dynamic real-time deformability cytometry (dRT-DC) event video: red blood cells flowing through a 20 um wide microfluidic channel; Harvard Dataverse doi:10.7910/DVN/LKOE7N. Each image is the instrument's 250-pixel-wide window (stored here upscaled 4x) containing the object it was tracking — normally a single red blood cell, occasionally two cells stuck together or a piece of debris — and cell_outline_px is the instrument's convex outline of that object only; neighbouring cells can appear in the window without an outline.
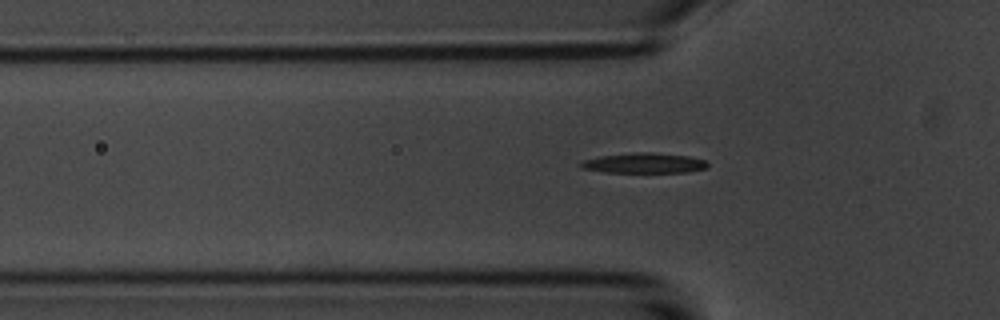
{"species": "common noctule bat (a hibernating species)", "species_latin": "Nyctalus noctula", "temperature_condition": "room temperature", "stored_images_in_passage": 38, "camera_frame_rate_fps": 3000, "um_per_image_px": 0.085, "animal": {"sex": "male", "body_mass_g": 20.1, "forearm_length_mm": 53.5}, "frame": {"image": 1, "passage_image": 7, "time_ms": 2.0, "image_size_px": [1000, 320], "cell_outline_px": [[708, 168], [688, 172], [604, 172], [580, 168], [580, 164], [584, 160], [600, 156], [640, 152], [652, 152], [688, 156], [704, 160], [708, 164]], "centroid_in_image_um": [54.76, 13.86], "position_along_channel_um": 71.0, "area_um2": 14.8}}
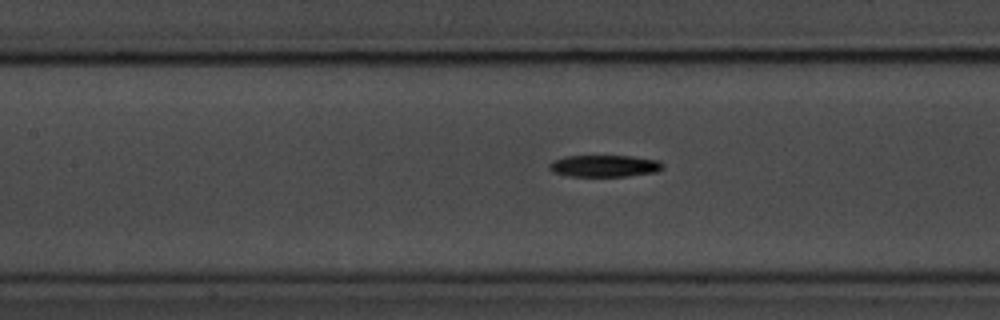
{"frame": {"image": 2, "passage_image": 14, "time_ms": 4.333, "image_size_px": [1000, 320], "cell_outline_px": [[664, 168], [656, 172], [628, 176], [568, 176], [552, 172], [548, 168], [548, 164], [552, 160], [564, 156], [632, 156], [656, 160], [664, 164]], "centroid_in_image_um": [51.34, 14.1], "position_along_channel_um": 156.1, "area_um2": 14.57}}
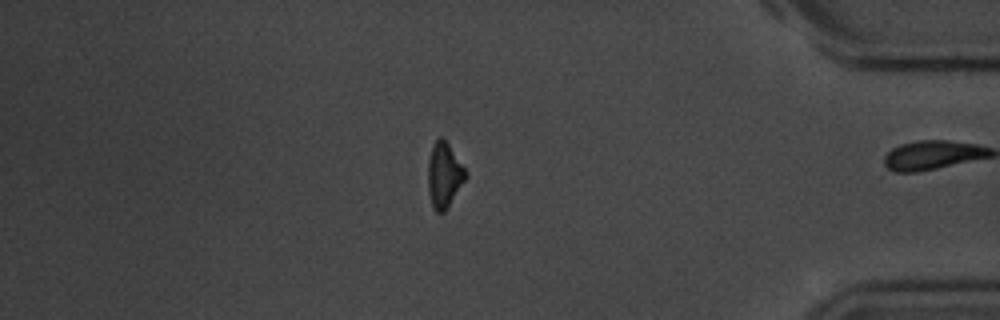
{"frame": {"image": 3, "passage_image": 37, "time_ms": 12.0, "image_size_px": [1000, 320], "cell_outline_px": [[468, 176], [444, 212], [436, 212], [432, 208], [428, 192], [428, 160], [432, 148], [436, 140], [440, 136], [448, 144], [468, 172]], "centroid_in_image_um": [37.75, 14.91], "position_along_channel_um": 397.4, "area_um2": 14.22}, "authors_computed_cell_mechanics": {"area_um2": 14.7679, "velocity_mm_per_s": 3.6007, "shape_relaxation_time_tau1_ms": 3.3967, "shape_relaxation_time_tau2_ms": null, "deformation_change_tau1": 0.142, "deformation_change_tau2": null}}